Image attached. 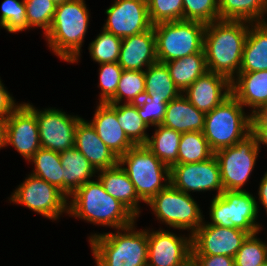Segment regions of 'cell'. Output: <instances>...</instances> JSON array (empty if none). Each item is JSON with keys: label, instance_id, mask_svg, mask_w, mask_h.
<instances>
[{"label": "cell", "instance_id": "obj_1", "mask_svg": "<svg viewBox=\"0 0 267 266\" xmlns=\"http://www.w3.org/2000/svg\"><path fill=\"white\" fill-rule=\"evenodd\" d=\"M249 22L217 20L206 24L203 50L209 72L232 81L239 73Z\"/></svg>", "mask_w": 267, "mask_h": 266}, {"label": "cell", "instance_id": "obj_2", "mask_svg": "<svg viewBox=\"0 0 267 266\" xmlns=\"http://www.w3.org/2000/svg\"><path fill=\"white\" fill-rule=\"evenodd\" d=\"M69 199V216L96 225L118 229L129 226L137 220L124 205L104 190L98 178L97 181L92 179L83 184Z\"/></svg>", "mask_w": 267, "mask_h": 266}, {"label": "cell", "instance_id": "obj_3", "mask_svg": "<svg viewBox=\"0 0 267 266\" xmlns=\"http://www.w3.org/2000/svg\"><path fill=\"white\" fill-rule=\"evenodd\" d=\"M135 222L115 233L89 236L96 266H147V229L135 231Z\"/></svg>", "mask_w": 267, "mask_h": 266}, {"label": "cell", "instance_id": "obj_4", "mask_svg": "<svg viewBox=\"0 0 267 266\" xmlns=\"http://www.w3.org/2000/svg\"><path fill=\"white\" fill-rule=\"evenodd\" d=\"M85 0H69L56 5L52 24L45 34L48 47L56 56L74 63L80 60L90 13Z\"/></svg>", "mask_w": 267, "mask_h": 266}, {"label": "cell", "instance_id": "obj_5", "mask_svg": "<svg viewBox=\"0 0 267 266\" xmlns=\"http://www.w3.org/2000/svg\"><path fill=\"white\" fill-rule=\"evenodd\" d=\"M118 164L129 176L139 198L146 204L170 184V168L145 145L130 148L119 157Z\"/></svg>", "mask_w": 267, "mask_h": 266}, {"label": "cell", "instance_id": "obj_6", "mask_svg": "<svg viewBox=\"0 0 267 266\" xmlns=\"http://www.w3.org/2000/svg\"><path fill=\"white\" fill-rule=\"evenodd\" d=\"M246 114L232 94L205 114L203 134L214 152L235 145L251 132V114Z\"/></svg>", "mask_w": 267, "mask_h": 266}, {"label": "cell", "instance_id": "obj_7", "mask_svg": "<svg viewBox=\"0 0 267 266\" xmlns=\"http://www.w3.org/2000/svg\"><path fill=\"white\" fill-rule=\"evenodd\" d=\"M206 24L194 20H176L153 25L156 56L160 63L204 53Z\"/></svg>", "mask_w": 267, "mask_h": 266}, {"label": "cell", "instance_id": "obj_8", "mask_svg": "<svg viewBox=\"0 0 267 266\" xmlns=\"http://www.w3.org/2000/svg\"><path fill=\"white\" fill-rule=\"evenodd\" d=\"M248 191L224 190L219 196H214L210 205L211 222L207 224L225 228H237L249 235L261 231L258 218V201Z\"/></svg>", "mask_w": 267, "mask_h": 266}, {"label": "cell", "instance_id": "obj_9", "mask_svg": "<svg viewBox=\"0 0 267 266\" xmlns=\"http://www.w3.org/2000/svg\"><path fill=\"white\" fill-rule=\"evenodd\" d=\"M160 222L169 228L190 231L192 235L204 222L203 214L191 193L186 194L169 184L148 203Z\"/></svg>", "mask_w": 267, "mask_h": 266}, {"label": "cell", "instance_id": "obj_10", "mask_svg": "<svg viewBox=\"0 0 267 266\" xmlns=\"http://www.w3.org/2000/svg\"><path fill=\"white\" fill-rule=\"evenodd\" d=\"M260 148L255 136L250 132L235 145L214 152L221 173L222 186L228 191H245Z\"/></svg>", "mask_w": 267, "mask_h": 266}, {"label": "cell", "instance_id": "obj_11", "mask_svg": "<svg viewBox=\"0 0 267 266\" xmlns=\"http://www.w3.org/2000/svg\"><path fill=\"white\" fill-rule=\"evenodd\" d=\"M9 201L41 214L50 220H58L68 214V198L55 186L32 174L25 178L12 193Z\"/></svg>", "mask_w": 267, "mask_h": 266}, {"label": "cell", "instance_id": "obj_12", "mask_svg": "<svg viewBox=\"0 0 267 266\" xmlns=\"http://www.w3.org/2000/svg\"><path fill=\"white\" fill-rule=\"evenodd\" d=\"M24 104L36 115L42 148L61 153L74 147L75 129L82 119L80 116L55 108L41 111L30 103Z\"/></svg>", "mask_w": 267, "mask_h": 266}, {"label": "cell", "instance_id": "obj_13", "mask_svg": "<svg viewBox=\"0 0 267 266\" xmlns=\"http://www.w3.org/2000/svg\"><path fill=\"white\" fill-rule=\"evenodd\" d=\"M170 184L186 194L214 190L217 191L215 196H219L224 191L215 156L197 163L173 165L170 168Z\"/></svg>", "mask_w": 267, "mask_h": 266}, {"label": "cell", "instance_id": "obj_14", "mask_svg": "<svg viewBox=\"0 0 267 266\" xmlns=\"http://www.w3.org/2000/svg\"><path fill=\"white\" fill-rule=\"evenodd\" d=\"M177 236L168 230H147V266H188L192 263V235Z\"/></svg>", "mask_w": 267, "mask_h": 266}, {"label": "cell", "instance_id": "obj_15", "mask_svg": "<svg viewBox=\"0 0 267 266\" xmlns=\"http://www.w3.org/2000/svg\"><path fill=\"white\" fill-rule=\"evenodd\" d=\"M106 23L103 29L123 39L150 30L146 0H114L106 9Z\"/></svg>", "mask_w": 267, "mask_h": 266}, {"label": "cell", "instance_id": "obj_16", "mask_svg": "<svg viewBox=\"0 0 267 266\" xmlns=\"http://www.w3.org/2000/svg\"><path fill=\"white\" fill-rule=\"evenodd\" d=\"M249 234L237 228L207 224L192 234V255H224L233 257Z\"/></svg>", "mask_w": 267, "mask_h": 266}, {"label": "cell", "instance_id": "obj_17", "mask_svg": "<svg viewBox=\"0 0 267 266\" xmlns=\"http://www.w3.org/2000/svg\"><path fill=\"white\" fill-rule=\"evenodd\" d=\"M9 145L27 161L41 148L36 115L24 103L6 118L5 146Z\"/></svg>", "mask_w": 267, "mask_h": 266}, {"label": "cell", "instance_id": "obj_18", "mask_svg": "<svg viewBox=\"0 0 267 266\" xmlns=\"http://www.w3.org/2000/svg\"><path fill=\"white\" fill-rule=\"evenodd\" d=\"M182 94L196 109L206 114L232 94L231 81L225 76L207 71Z\"/></svg>", "mask_w": 267, "mask_h": 266}, {"label": "cell", "instance_id": "obj_19", "mask_svg": "<svg viewBox=\"0 0 267 266\" xmlns=\"http://www.w3.org/2000/svg\"><path fill=\"white\" fill-rule=\"evenodd\" d=\"M157 62L156 37L153 27L122 39L118 63L123 70L145 71Z\"/></svg>", "mask_w": 267, "mask_h": 266}, {"label": "cell", "instance_id": "obj_20", "mask_svg": "<svg viewBox=\"0 0 267 266\" xmlns=\"http://www.w3.org/2000/svg\"><path fill=\"white\" fill-rule=\"evenodd\" d=\"M98 104L90 123L102 142L119 158L135 145L128 139L117 120L116 104Z\"/></svg>", "mask_w": 267, "mask_h": 266}, {"label": "cell", "instance_id": "obj_21", "mask_svg": "<svg viewBox=\"0 0 267 266\" xmlns=\"http://www.w3.org/2000/svg\"><path fill=\"white\" fill-rule=\"evenodd\" d=\"M74 147L96 171L112 168L118 164L119 158L102 142L91 123L83 118L75 129Z\"/></svg>", "mask_w": 267, "mask_h": 266}, {"label": "cell", "instance_id": "obj_22", "mask_svg": "<svg viewBox=\"0 0 267 266\" xmlns=\"http://www.w3.org/2000/svg\"><path fill=\"white\" fill-rule=\"evenodd\" d=\"M231 81L232 95L251 115L267 109V71L238 73Z\"/></svg>", "mask_w": 267, "mask_h": 266}, {"label": "cell", "instance_id": "obj_23", "mask_svg": "<svg viewBox=\"0 0 267 266\" xmlns=\"http://www.w3.org/2000/svg\"><path fill=\"white\" fill-rule=\"evenodd\" d=\"M97 175L104 190L113 198H116L136 218L139 217L141 213L139 202H142V200L139 198L129 176L121 166L117 164L115 167L99 170Z\"/></svg>", "mask_w": 267, "mask_h": 266}, {"label": "cell", "instance_id": "obj_24", "mask_svg": "<svg viewBox=\"0 0 267 266\" xmlns=\"http://www.w3.org/2000/svg\"><path fill=\"white\" fill-rule=\"evenodd\" d=\"M204 122L205 113L196 109L181 93L177 98L167 103L161 125L180 133L203 132Z\"/></svg>", "mask_w": 267, "mask_h": 266}, {"label": "cell", "instance_id": "obj_25", "mask_svg": "<svg viewBox=\"0 0 267 266\" xmlns=\"http://www.w3.org/2000/svg\"><path fill=\"white\" fill-rule=\"evenodd\" d=\"M63 167V194L69 197L83 184L97 177V171L75 147L60 153Z\"/></svg>", "mask_w": 267, "mask_h": 266}, {"label": "cell", "instance_id": "obj_26", "mask_svg": "<svg viewBox=\"0 0 267 266\" xmlns=\"http://www.w3.org/2000/svg\"><path fill=\"white\" fill-rule=\"evenodd\" d=\"M267 71V21L250 23L239 73Z\"/></svg>", "mask_w": 267, "mask_h": 266}, {"label": "cell", "instance_id": "obj_27", "mask_svg": "<svg viewBox=\"0 0 267 266\" xmlns=\"http://www.w3.org/2000/svg\"><path fill=\"white\" fill-rule=\"evenodd\" d=\"M164 64L181 93L208 71L205 53H194Z\"/></svg>", "mask_w": 267, "mask_h": 266}, {"label": "cell", "instance_id": "obj_28", "mask_svg": "<svg viewBox=\"0 0 267 266\" xmlns=\"http://www.w3.org/2000/svg\"><path fill=\"white\" fill-rule=\"evenodd\" d=\"M267 0H219V20L266 22Z\"/></svg>", "mask_w": 267, "mask_h": 266}, {"label": "cell", "instance_id": "obj_29", "mask_svg": "<svg viewBox=\"0 0 267 266\" xmlns=\"http://www.w3.org/2000/svg\"><path fill=\"white\" fill-rule=\"evenodd\" d=\"M153 134L148 137L145 146L169 168L178 164V149L182 133L159 124L155 126Z\"/></svg>", "mask_w": 267, "mask_h": 266}, {"label": "cell", "instance_id": "obj_30", "mask_svg": "<svg viewBox=\"0 0 267 266\" xmlns=\"http://www.w3.org/2000/svg\"><path fill=\"white\" fill-rule=\"evenodd\" d=\"M144 72L145 93L149 94L152 99L169 103L181 94L164 63L157 62L152 64Z\"/></svg>", "mask_w": 267, "mask_h": 266}, {"label": "cell", "instance_id": "obj_31", "mask_svg": "<svg viewBox=\"0 0 267 266\" xmlns=\"http://www.w3.org/2000/svg\"><path fill=\"white\" fill-rule=\"evenodd\" d=\"M28 162H33L32 175L45 180L63 193V167L60 153L40 148Z\"/></svg>", "mask_w": 267, "mask_h": 266}, {"label": "cell", "instance_id": "obj_32", "mask_svg": "<svg viewBox=\"0 0 267 266\" xmlns=\"http://www.w3.org/2000/svg\"><path fill=\"white\" fill-rule=\"evenodd\" d=\"M116 117L128 139L135 146L146 144L149 137L146 130L149 126L138 115L136 103L116 104Z\"/></svg>", "mask_w": 267, "mask_h": 266}, {"label": "cell", "instance_id": "obj_33", "mask_svg": "<svg viewBox=\"0 0 267 266\" xmlns=\"http://www.w3.org/2000/svg\"><path fill=\"white\" fill-rule=\"evenodd\" d=\"M214 156L203 132L193 131L182 133L179 149L178 164L197 163Z\"/></svg>", "mask_w": 267, "mask_h": 266}, {"label": "cell", "instance_id": "obj_34", "mask_svg": "<svg viewBox=\"0 0 267 266\" xmlns=\"http://www.w3.org/2000/svg\"><path fill=\"white\" fill-rule=\"evenodd\" d=\"M145 93V72L123 70L115 95L107 102L111 104L137 103ZM124 98V99H123ZM125 99H127L125 101Z\"/></svg>", "mask_w": 267, "mask_h": 266}, {"label": "cell", "instance_id": "obj_35", "mask_svg": "<svg viewBox=\"0 0 267 266\" xmlns=\"http://www.w3.org/2000/svg\"><path fill=\"white\" fill-rule=\"evenodd\" d=\"M122 39L104 29L89 44V53L98 64L118 62Z\"/></svg>", "mask_w": 267, "mask_h": 266}, {"label": "cell", "instance_id": "obj_36", "mask_svg": "<svg viewBox=\"0 0 267 266\" xmlns=\"http://www.w3.org/2000/svg\"><path fill=\"white\" fill-rule=\"evenodd\" d=\"M257 234L248 235L234 256L235 266H261L267 261V243L257 238Z\"/></svg>", "mask_w": 267, "mask_h": 266}, {"label": "cell", "instance_id": "obj_37", "mask_svg": "<svg viewBox=\"0 0 267 266\" xmlns=\"http://www.w3.org/2000/svg\"><path fill=\"white\" fill-rule=\"evenodd\" d=\"M0 26L10 33L30 29L24 0H4L1 4Z\"/></svg>", "mask_w": 267, "mask_h": 266}, {"label": "cell", "instance_id": "obj_38", "mask_svg": "<svg viewBox=\"0 0 267 266\" xmlns=\"http://www.w3.org/2000/svg\"><path fill=\"white\" fill-rule=\"evenodd\" d=\"M28 27H40L44 35L48 32L56 10L51 0H24Z\"/></svg>", "mask_w": 267, "mask_h": 266}, {"label": "cell", "instance_id": "obj_39", "mask_svg": "<svg viewBox=\"0 0 267 266\" xmlns=\"http://www.w3.org/2000/svg\"><path fill=\"white\" fill-rule=\"evenodd\" d=\"M152 25L183 20V0H146Z\"/></svg>", "mask_w": 267, "mask_h": 266}, {"label": "cell", "instance_id": "obj_40", "mask_svg": "<svg viewBox=\"0 0 267 266\" xmlns=\"http://www.w3.org/2000/svg\"><path fill=\"white\" fill-rule=\"evenodd\" d=\"M183 19L205 24L219 20V0H183Z\"/></svg>", "mask_w": 267, "mask_h": 266}, {"label": "cell", "instance_id": "obj_41", "mask_svg": "<svg viewBox=\"0 0 267 266\" xmlns=\"http://www.w3.org/2000/svg\"><path fill=\"white\" fill-rule=\"evenodd\" d=\"M99 102L107 103L116 93L123 69L118 62L99 64Z\"/></svg>", "mask_w": 267, "mask_h": 266}, {"label": "cell", "instance_id": "obj_42", "mask_svg": "<svg viewBox=\"0 0 267 266\" xmlns=\"http://www.w3.org/2000/svg\"><path fill=\"white\" fill-rule=\"evenodd\" d=\"M137 104V112L148 126H156L163 122L167 103L163 100L152 99L144 93Z\"/></svg>", "mask_w": 267, "mask_h": 266}, {"label": "cell", "instance_id": "obj_43", "mask_svg": "<svg viewBox=\"0 0 267 266\" xmlns=\"http://www.w3.org/2000/svg\"><path fill=\"white\" fill-rule=\"evenodd\" d=\"M251 133L255 136L259 148L261 144L267 145V111L251 115Z\"/></svg>", "mask_w": 267, "mask_h": 266}, {"label": "cell", "instance_id": "obj_44", "mask_svg": "<svg viewBox=\"0 0 267 266\" xmlns=\"http://www.w3.org/2000/svg\"><path fill=\"white\" fill-rule=\"evenodd\" d=\"M194 266H235L234 258L224 255H192Z\"/></svg>", "mask_w": 267, "mask_h": 266}, {"label": "cell", "instance_id": "obj_45", "mask_svg": "<svg viewBox=\"0 0 267 266\" xmlns=\"http://www.w3.org/2000/svg\"><path fill=\"white\" fill-rule=\"evenodd\" d=\"M20 104L15 103L14 97L7 91L0 79V117L7 118Z\"/></svg>", "mask_w": 267, "mask_h": 266}, {"label": "cell", "instance_id": "obj_46", "mask_svg": "<svg viewBox=\"0 0 267 266\" xmlns=\"http://www.w3.org/2000/svg\"><path fill=\"white\" fill-rule=\"evenodd\" d=\"M259 202L264 206L267 214V172L263 175L258 188Z\"/></svg>", "mask_w": 267, "mask_h": 266}, {"label": "cell", "instance_id": "obj_47", "mask_svg": "<svg viewBox=\"0 0 267 266\" xmlns=\"http://www.w3.org/2000/svg\"><path fill=\"white\" fill-rule=\"evenodd\" d=\"M6 138V118L0 117V149L5 146Z\"/></svg>", "mask_w": 267, "mask_h": 266}, {"label": "cell", "instance_id": "obj_48", "mask_svg": "<svg viewBox=\"0 0 267 266\" xmlns=\"http://www.w3.org/2000/svg\"><path fill=\"white\" fill-rule=\"evenodd\" d=\"M55 5H59V4H62L64 2H67L69 0H51Z\"/></svg>", "mask_w": 267, "mask_h": 266}, {"label": "cell", "instance_id": "obj_49", "mask_svg": "<svg viewBox=\"0 0 267 266\" xmlns=\"http://www.w3.org/2000/svg\"><path fill=\"white\" fill-rule=\"evenodd\" d=\"M261 266H267V261L263 265H261Z\"/></svg>", "mask_w": 267, "mask_h": 266}]
</instances>
